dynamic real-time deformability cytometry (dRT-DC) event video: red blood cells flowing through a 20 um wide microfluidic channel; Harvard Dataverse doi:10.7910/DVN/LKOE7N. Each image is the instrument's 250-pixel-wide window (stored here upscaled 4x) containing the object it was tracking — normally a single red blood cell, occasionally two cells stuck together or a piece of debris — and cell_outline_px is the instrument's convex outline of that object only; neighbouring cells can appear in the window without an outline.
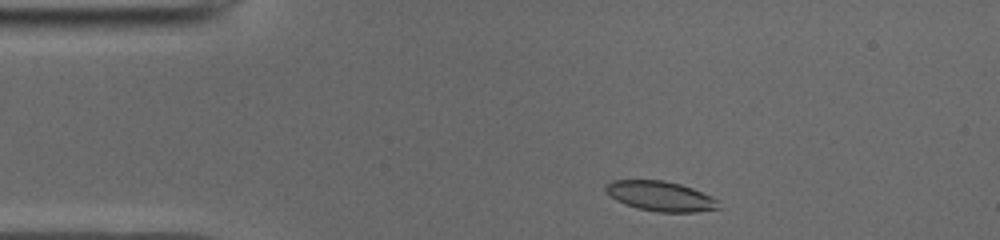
{"species": "common noctule bat (a hibernating species)", "species_latin": "Nyctalus noctula", "temperature_condition": "cold", "stored_images_in_passage": 43, "camera_frame_rate_fps": 3000, "um_per_image_px": 0.085, "animal": {"sex": "male", "body_mass_g": 19.0, "forearm_length_mm": 50.8}, "frame": {"image": 1, "passage_image": 1, "time_ms": 0.0, "image_size_px": [1000, 240], "cell_outline_px": [[720, 208], [696, 212], [656, 212], [636, 208], [624, 204], [608, 196], [604, 192], [604, 184], [612, 180], [664, 180], [680, 184], [692, 188], [712, 196], [720, 200]], "centroid_in_image_um": [56.11, 16.67], "position_along_channel_um": 28.9, "area_um2": 20.11}}
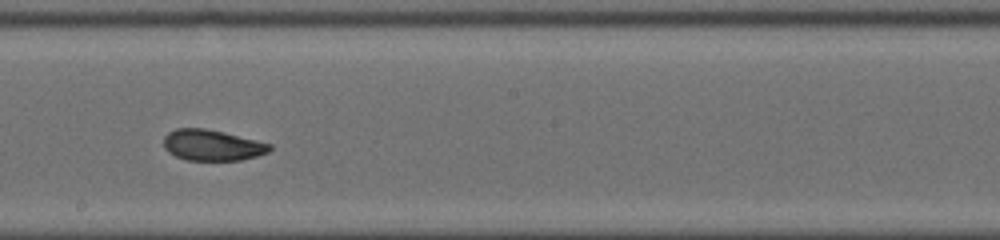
{"frame": {"image": 2, "passage_image": 20, "time_ms": 6.333, "image_size_px": [1000, 240], "cell_outline_px": [[272, 148], [268, 152], [256, 156], [240, 160], [188, 160], [176, 156], [168, 152], [164, 148], [164, 136], [168, 132], [176, 128], [204, 128], [224, 132], [272, 144]], "centroid_in_image_um": [18.02, 12.33], "position_along_channel_um": 230.2, "area_um2": 19.07}}
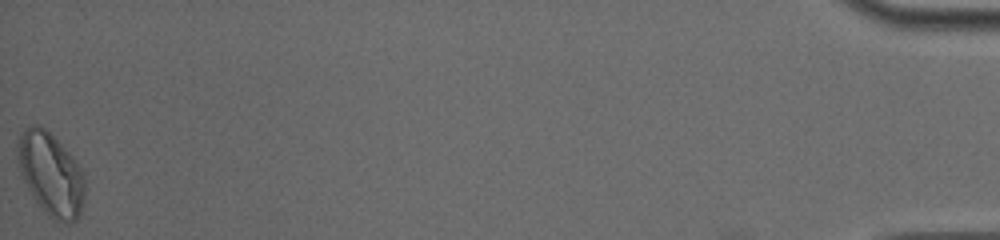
{"frame": {"image": 3, "passage_image": 43, "time_ms": 14.0, "image_size_px": [1000, 240], "cell_outline_px": [[84, 196], [80, 212], [76, 220], [72, 224], [52, 220], [48, 216], [36, 200], [28, 188], [20, 172], [16, 152], [20, 132], [24, 128], [36, 124], [40, 124], [72, 156], [80, 168], [84, 176]], "centroid_in_image_um": [4.31, 14.81], "position_along_channel_um": 430.9, "area_um2": 32.19}, "authors_computed_cell_mechanics": {"area_um2": 20.23, "velocity_mm_per_s": 3.9391, "shape_relaxation_time_tau1_ms": 6.844, "shape_relaxation_time_tau2_ms": 2.0907, "deformation_change_tau1": 0.155, "deformation_change_tau2": 0.0621}}